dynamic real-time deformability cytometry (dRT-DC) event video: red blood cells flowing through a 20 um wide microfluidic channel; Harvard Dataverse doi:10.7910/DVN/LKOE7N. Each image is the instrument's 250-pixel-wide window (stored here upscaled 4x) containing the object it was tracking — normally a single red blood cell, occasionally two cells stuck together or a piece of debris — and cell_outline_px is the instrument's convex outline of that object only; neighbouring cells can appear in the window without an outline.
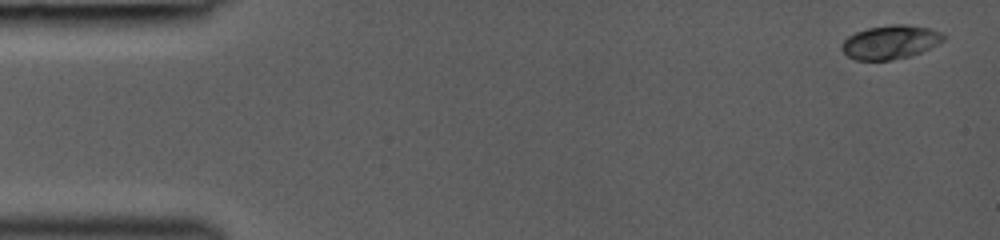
{"species": "common noctule bat (a hibernating species)", "species_latin": "Nyctalus noctula", "temperature_condition": "room temperature", "stored_images_in_passage": 14, "camera_frame_rate_fps": 3000, "um_per_image_px": 0.085, "animal": {"sex": "female", "body_mass_g": 19.0, "forearm_length_mm": 53.3}, "frame": {"image": 1, "passage_image": 1, "time_ms": 0.0, "image_size_px": [1000, 240], "cell_outline_px": [[944, 40], [920, 52], [908, 56], [888, 60], [856, 60], [848, 56], [840, 48], [840, 44], [848, 36], [856, 32], [868, 28], [892, 24], [904, 24], [928, 28], [940, 32], [944, 36]], "centroid_in_image_um": [75.62, 3.57], "position_along_channel_um": 9.4, "area_um2": 19.71}}
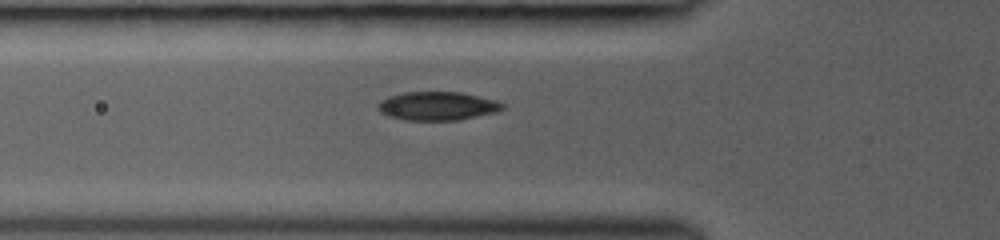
{"frame": {"image": 2, "passage_image": 10, "time_ms": 5.0, "image_size_px": [1000, 240], "cell_outline_px": [[504, 108], [496, 112], [460, 120], [404, 120], [388, 116], [380, 112], [376, 108], [376, 104], [380, 100], [388, 96], [404, 92], [460, 92], [496, 100], [504, 104]], "centroid_in_image_um": [37.14, 9.01], "position_along_channel_um": 88.7, "area_um2": 20.92}}
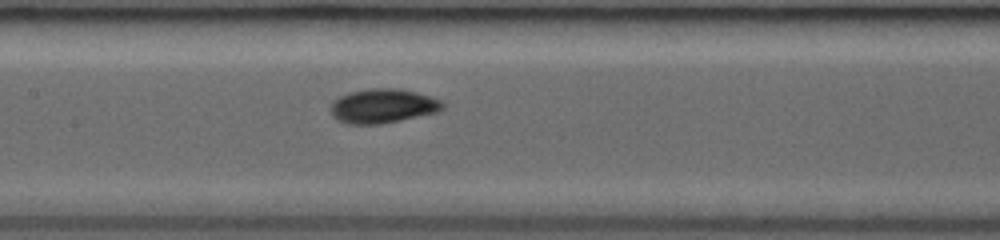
{"frame": {"image": 3, "passage_image": 14, "time_ms": 7.0, "image_size_px": [1000, 240], "cell_outline_px": [[444, 108], [440, 112], [380, 124], [348, 124], [336, 120], [332, 116], [332, 104], [340, 96], [348, 92], [368, 88], [396, 88], [416, 92], [440, 100], [444, 104]], "centroid_in_image_um": [32.55, 9.01], "position_along_channel_um": 174.8, "area_um2": 22.37}}